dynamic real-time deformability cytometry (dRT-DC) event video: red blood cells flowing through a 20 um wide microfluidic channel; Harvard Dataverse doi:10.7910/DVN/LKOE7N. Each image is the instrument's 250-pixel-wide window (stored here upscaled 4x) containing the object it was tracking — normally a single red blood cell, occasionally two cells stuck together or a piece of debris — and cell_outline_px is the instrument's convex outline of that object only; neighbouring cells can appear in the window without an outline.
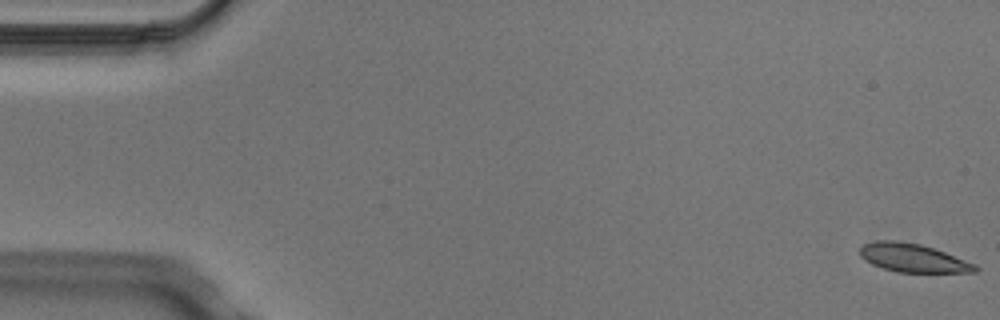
{"species": "Egyptian fruit bat (a non-hibernating species)", "species_latin": "Rousettus aegyptiacus", "temperature_condition": "cold", "stored_images_in_passage": 5, "camera_frame_rate_fps": 3000, "um_per_image_px": 0.085, "animal": {"sex": "male"}, "frame": {"image": 1, "passage_image": 1, "time_ms": 0.0, "image_size_px": [1000, 320], "cell_outline_px": [[980, 268], [976, 272], [896, 272], [872, 264], [864, 260], [860, 256], [860, 244], [876, 240], [896, 240], [920, 244], [944, 252], [976, 264]], "centroid_in_image_um": [77.56, 21.91], "position_along_channel_um": 7.4, "area_um2": 19.13}}
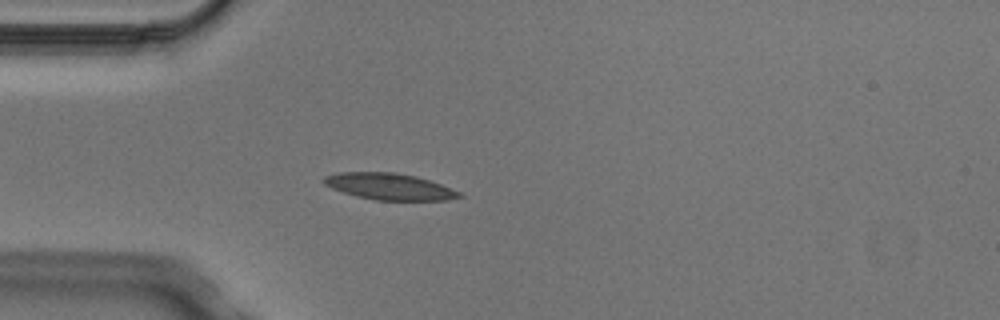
{"frame": {"image": 2, "passage_image": 5, "time_ms": 1.333, "image_size_px": [1000, 320], "cell_outline_px": [[464, 196], [448, 200], [376, 200], [356, 196], [332, 188], [324, 184], [320, 180], [324, 176], [336, 172], [396, 172], [416, 176], [440, 184], [460, 192]], "centroid_in_image_um": [33.06, 15.84], "position_along_channel_um": 51.9, "area_um2": 20.92}}